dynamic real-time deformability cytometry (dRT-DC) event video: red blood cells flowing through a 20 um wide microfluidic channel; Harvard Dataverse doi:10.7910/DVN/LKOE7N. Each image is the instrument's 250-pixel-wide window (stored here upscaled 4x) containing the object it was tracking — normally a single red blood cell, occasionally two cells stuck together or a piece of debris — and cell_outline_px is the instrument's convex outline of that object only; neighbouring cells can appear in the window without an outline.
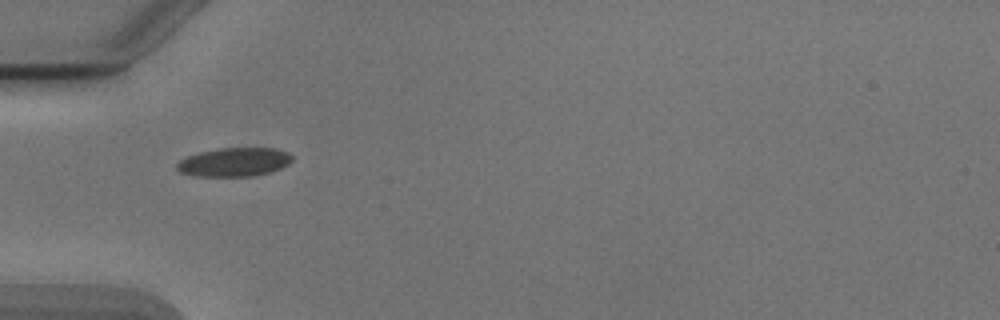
{"species": "Egyptian fruit bat (a non-hibernating species)", "species_latin": "Rousettus aegyptiacus", "temperature_condition": "cold", "stored_images_in_passage": 37, "camera_frame_rate_fps": 3000, "um_per_image_px": 0.085, "animal": {"sex": "male"}, "frame": {"image": 1, "passage_image": 1, "time_ms": 0.0, "image_size_px": [1000, 320], "cell_outline_px": [[292, 160], [288, 164], [280, 168], [268, 172], [252, 176], [196, 176], [180, 172], [176, 168], [176, 164], [180, 160], [188, 156], [200, 152], [216, 148], [276, 148], [288, 152], [292, 156]], "centroid_in_image_um": [19.9, 13.77], "position_along_channel_um": 65.1, "area_um2": 19.25}}
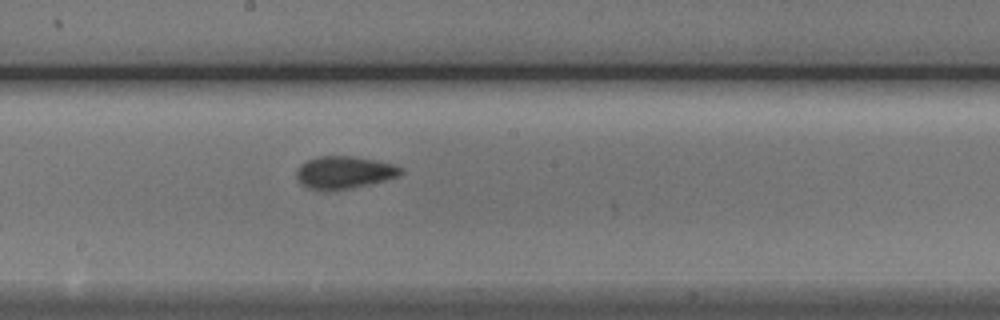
{"frame": {"image": 2, "passage_image": 13, "time_ms": 4.0, "image_size_px": [1000, 320], "cell_outline_px": [[404, 172], [396, 176], [384, 180], [352, 188], [324, 192], [308, 188], [300, 184], [296, 176], [296, 168], [300, 164], [316, 156], [352, 156], [376, 160], [392, 164], [404, 168]], "centroid_in_image_um": [29.2, 14.66], "position_along_channel_um": 219.0, "area_um2": 20.0}}
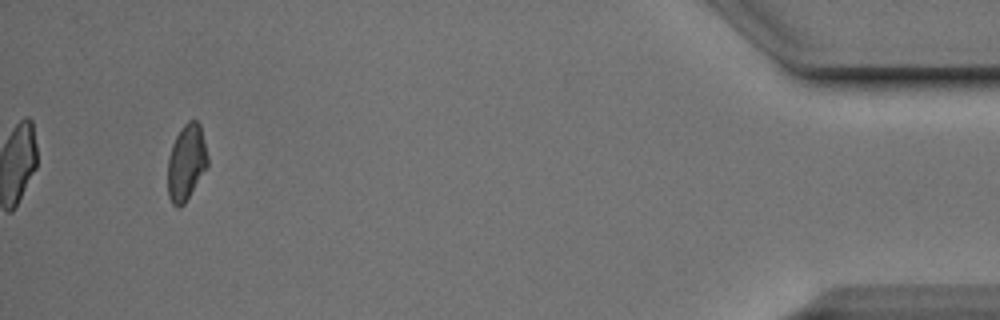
{"frame": {"image": 3, "passage_image": 34, "time_ms": 11.0, "image_size_px": [1000, 320], "cell_outline_px": [[208, 164], [184, 204], [180, 208], [176, 208], [172, 204], [168, 196], [168, 156], [172, 144], [176, 136], [184, 124], [188, 120], [196, 120], [200, 124], [208, 156]], "centroid_in_image_um": [15.82, 13.81], "position_along_channel_um": 419.4, "area_um2": 17.63}, "authors_computed_cell_mechanics": {"area_um2": 19.0162, "velocity_mm_per_s": 3.8842, "shape_relaxation_time_tau1_ms": 3.1731, "shape_relaxation_time_tau2_ms": 2.4313, "deformation_change_tau1": 0.0895, "deformation_change_tau2": 0.0923}}